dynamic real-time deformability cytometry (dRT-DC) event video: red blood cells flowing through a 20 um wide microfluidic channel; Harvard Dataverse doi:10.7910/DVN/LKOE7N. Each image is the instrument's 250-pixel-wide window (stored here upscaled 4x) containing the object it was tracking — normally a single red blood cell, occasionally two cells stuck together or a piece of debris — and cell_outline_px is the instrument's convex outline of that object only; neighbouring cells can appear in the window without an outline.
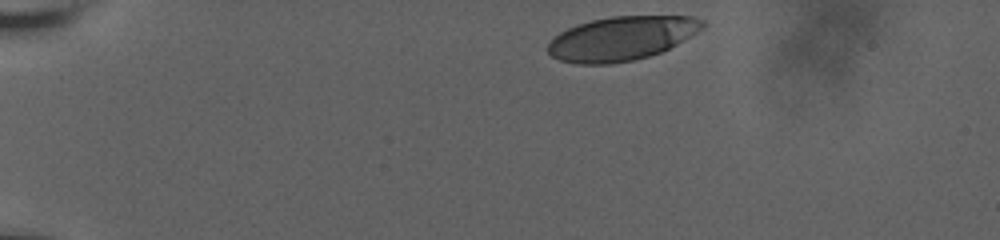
{"species": "human", "species_latin": "Homo sapiens", "temperature_condition": "room temperature", "stored_images_in_passage": 39, "camera_frame_rate_fps": 3000, "um_per_image_px": 0.085, "donor": {"sex": "male"}, "frame": {"image": 1, "passage_image": 1, "time_ms": 0.0, "image_size_px": [1000, 240], "cell_outline_px": [[708, 24], [704, 28], [676, 44], [660, 52], [648, 56], [632, 60], [612, 64], [576, 64], [560, 60], [552, 56], [548, 52], [548, 44], [560, 32], [576, 24], [592, 20], [612, 16], [696, 16], [704, 20]], "centroid_in_image_um": [52.86, 3.25], "position_along_channel_um": 32.1, "area_um2": 39.59}}
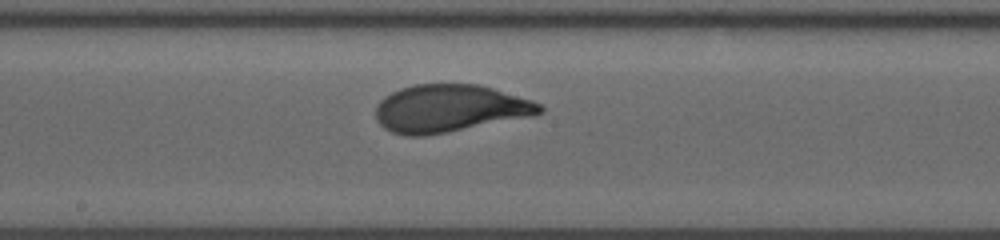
{"frame": {"image": 2, "passage_image": 23, "time_ms": 7.333, "image_size_px": [1000, 240], "cell_outline_px": [[544, 112], [536, 116], [448, 132], [424, 136], [404, 136], [392, 132], [384, 128], [376, 120], [376, 104], [384, 96], [400, 88], [416, 84], [480, 84], [532, 100], [540, 104], [544, 108]], "centroid_in_image_um": [38.24, 9.22], "position_along_channel_um": 210.0, "area_um2": 45.89}}
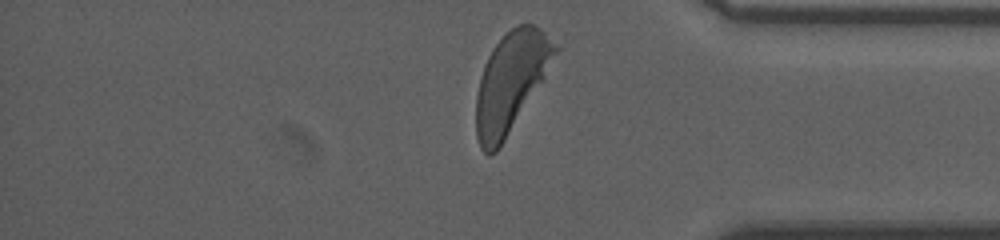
{"frame": {"image": 3, "passage_image": 39, "time_ms": 12.667, "image_size_px": [1000, 240], "cell_outline_px": [[560, 48], [544, 80], [496, 152], [488, 156], [480, 148], [476, 136], [476, 96], [480, 76], [484, 64], [492, 48], [516, 24], [532, 24], [540, 28]], "centroid_in_image_um": [43.42, 6.98], "position_along_channel_um": 391.8, "area_um2": 45.66}, "authors_computed_cell_mechanics": {"area_um2": 45.0262, "velocity_mm_per_s": 3.6338, "shape_relaxation_time_tau1_ms": 3.817, "shape_relaxation_time_tau2_ms": null, "deformation_change_tau1": 0.1914, "deformation_change_tau2": null}}